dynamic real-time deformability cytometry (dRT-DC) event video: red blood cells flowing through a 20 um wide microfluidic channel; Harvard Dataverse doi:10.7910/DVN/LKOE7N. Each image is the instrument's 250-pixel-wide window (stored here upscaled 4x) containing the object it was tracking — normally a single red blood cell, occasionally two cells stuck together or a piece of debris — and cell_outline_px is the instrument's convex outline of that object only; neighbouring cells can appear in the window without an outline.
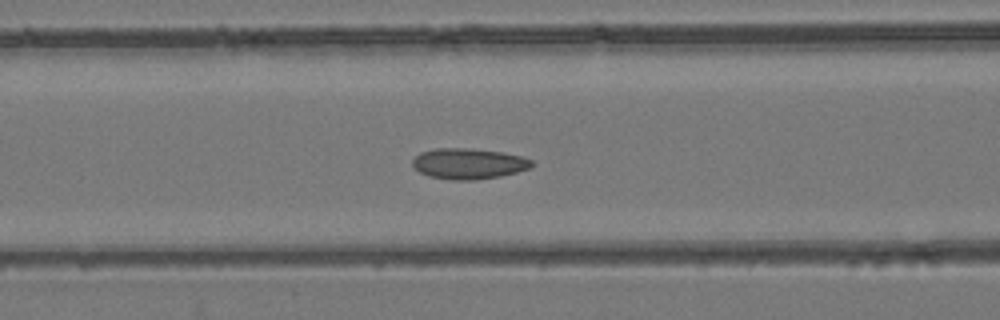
{"species": "common noctule bat (a hibernating species)", "species_latin": "Nyctalus noctula", "temperature_condition": "room temperature", "stored_images_in_passage": 45, "camera_frame_rate_fps": 3000, "um_per_image_px": 0.085, "animal": {"sex": "female", "body_mass_g": 24.6, "forearm_length_mm": 56.2}, "frame": {"image": 1, "passage_image": 14, "time_ms": 4.333, "image_size_px": [1000, 320], "cell_outline_px": [[536, 164], [532, 168], [500, 176], [476, 180], [452, 180], [428, 176], [420, 172], [412, 164], [412, 160], [420, 152], [436, 148], [472, 148], [500, 152], [520, 156], [532, 160]], "centroid_in_image_um": [39.85, 13.91], "position_along_channel_um": 126.8, "area_um2": 21.44}}
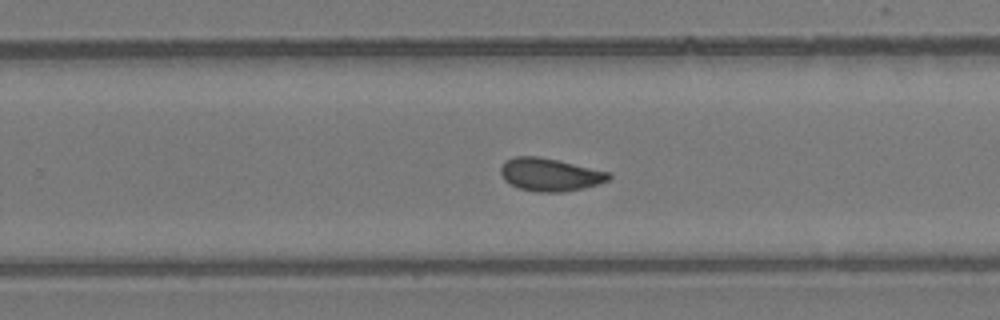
{"frame": {"image": 2, "passage_image": 26, "time_ms": 8.333, "image_size_px": [1000, 320], "cell_outline_px": [[612, 176], [608, 180], [584, 188], [560, 192], [536, 192], [520, 188], [508, 184], [504, 180], [500, 172], [500, 168], [512, 156], [536, 156], [556, 160], [608, 172]], "centroid_in_image_um": [46.7, 14.85], "position_along_channel_um": 283.1, "area_um2": 20.4}}
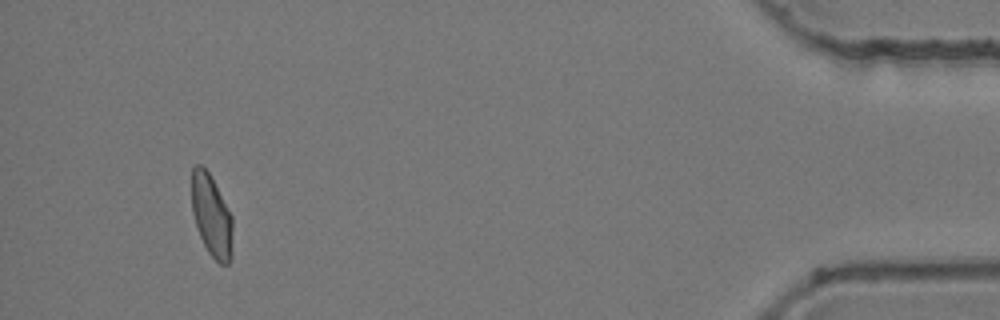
{"frame": {"image": 3, "passage_image": 42, "time_ms": 13.667, "image_size_px": [1000, 320], "cell_outline_px": [[232, 260], [228, 264], [220, 264], [208, 252], [200, 236], [192, 212], [192, 168], [196, 164], [200, 164], [208, 172], [232, 216]], "centroid_in_image_um": [17.99, 18.37], "position_along_channel_um": 417.2, "area_um2": 19.36}, "authors_computed_cell_mechanics": {"area_um2": 20.519, "velocity_mm_per_s": 3.9124, "shape_relaxation_time_tau1_ms": null, "shape_relaxation_time_tau2_ms": 2.2871, "deformation_change_tau1": null, "deformation_change_tau2": 0.083}}